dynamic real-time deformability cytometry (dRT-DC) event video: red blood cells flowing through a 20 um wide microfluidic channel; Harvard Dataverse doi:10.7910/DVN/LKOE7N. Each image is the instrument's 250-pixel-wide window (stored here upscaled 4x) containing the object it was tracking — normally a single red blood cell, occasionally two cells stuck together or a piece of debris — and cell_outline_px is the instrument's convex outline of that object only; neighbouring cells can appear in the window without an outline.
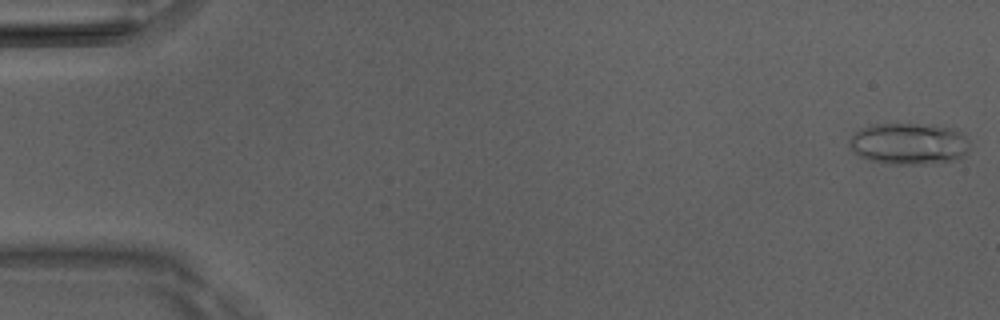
{"species": "Egyptian fruit bat (a non-hibernating species)", "species_latin": "Rousettus aegyptiacus", "temperature_condition": "room temperature", "stored_images_in_passage": 16, "camera_frame_rate_fps": 3000, "um_per_image_px": 0.085, "animal": {"sex": "male"}, "frame": {"image": 1, "passage_image": 1, "time_ms": 0.0, "image_size_px": [1000, 320], "cell_outline_px": [[968, 152], [964, 156], [952, 160], [924, 164], [888, 164], [868, 160], [852, 152], [848, 144], [848, 140], [860, 128], [872, 124], [932, 124], [956, 128], [964, 136]], "centroid_in_image_um": [77.2, 12.21], "position_along_channel_um": 7.8, "area_um2": 29.36}}